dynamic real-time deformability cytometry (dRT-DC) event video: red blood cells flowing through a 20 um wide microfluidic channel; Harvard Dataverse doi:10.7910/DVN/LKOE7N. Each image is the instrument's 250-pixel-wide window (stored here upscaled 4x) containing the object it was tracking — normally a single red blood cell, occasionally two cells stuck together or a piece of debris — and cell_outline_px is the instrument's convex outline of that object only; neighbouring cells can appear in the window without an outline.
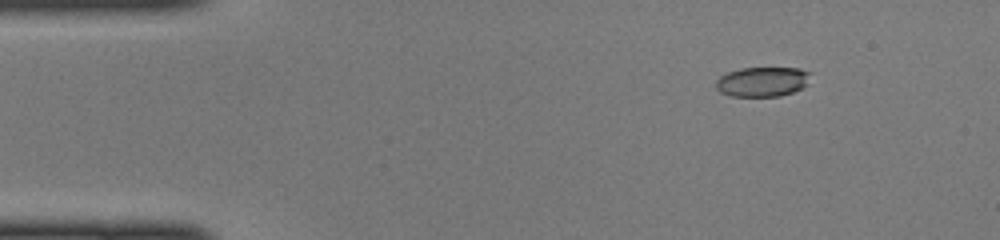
{"species": "common noctule bat (a hibernating species)", "species_latin": "Nyctalus noctula", "temperature_condition": "cold", "stored_images_in_passage": 43, "camera_frame_rate_fps": 3000, "um_per_image_px": 0.085, "animal": {"sex": "female", "body_mass_g": 22.0, "forearm_length_mm": 56.7}, "frame": {"image": 1, "passage_image": 2, "time_ms": 0.333, "image_size_px": [1000, 240], "cell_outline_px": [[812, 72], [808, 84], [792, 92], [780, 96], [732, 96], [720, 92], [716, 88], [716, 80], [720, 76], [728, 72], [744, 68], [800, 68]], "centroid_in_image_um": [64.83, 6.94], "position_along_channel_um": 20.2, "area_um2": 16.42}}
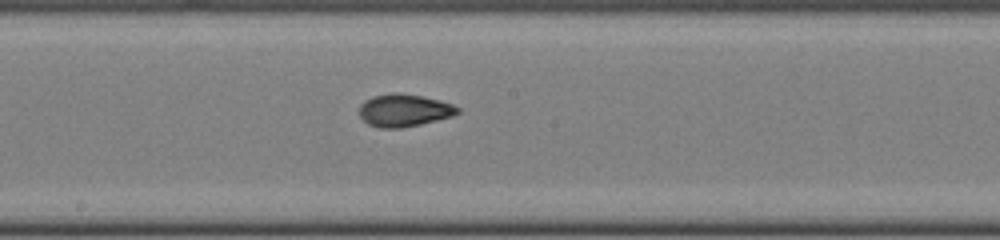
{"frame": {"image": 2, "passage_image": 21, "time_ms": 6.667, "image_size_px": [1000, 240], "cell_outline_px": [[460, 112], [452, 116], [420, 124], [400, 128], [380, 128], [368, 124], [360, 116], [360, 104], [364, 100], [372, 96], [392, 92], [396, 92], [420, 96], [440, 100], [452, 104], [460, 108]], "centroid_in_image_um": [34.33, 9.37], "position_along_channel_um": 213.9, "area_um2": 18.61}}
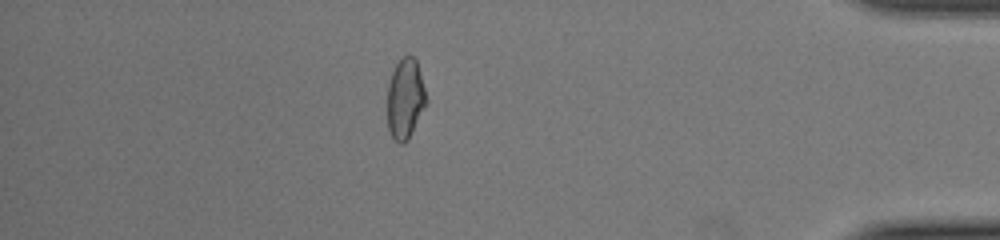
{"frame": {"image": 3, "passage_image": 37, "time_ms": 12.0, "image_size_px": [1000, 240], "cell_outline_px": [[428, 104], [408, 140], [404, 144], [400, 144], [392, 136], [388, 128], [388, 84], [392, 72], [396, 64], [408, 52], [416, 60], [428, 100]], "centroid_in_image_um": [34.47, 8.4], "position_along_channel_um": 400.7, "area_um2": 18.38}}